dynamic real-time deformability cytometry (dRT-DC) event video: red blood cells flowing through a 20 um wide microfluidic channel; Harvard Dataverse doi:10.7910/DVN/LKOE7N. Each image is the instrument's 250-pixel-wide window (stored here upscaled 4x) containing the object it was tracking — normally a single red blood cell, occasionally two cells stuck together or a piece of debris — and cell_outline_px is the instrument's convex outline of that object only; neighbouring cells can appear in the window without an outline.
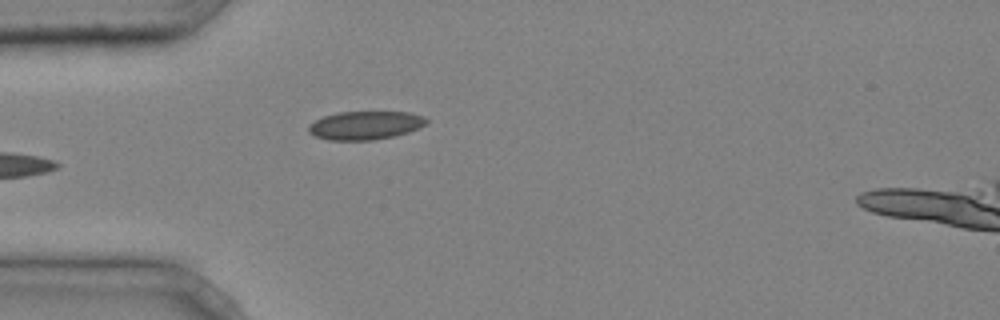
{"species": "common noctule bat (a hibernating species)", "species_latin": "Nyctalus noctula", "temperature_condition": "cold", "stored_images_in_passage": 4, "camera_frame_rate_fps": 3000, "um_per_image_px": 0.085, "animal": {"sex": "male", "body_mass_g": 20.4}, "frame": {"image": 1, "passage_image": 3, "time_ms": 0.667, "image_size_px": [1000, 320], "cell_outline_px": [[428, 124], [420, 128], [396, 136], [372, 140], [328, 140], [312, 136], [308, 132], [308, 124], [324, 116], [340, 112], [412, 112], [424, 116], [428, 120]], "centroid_in_image_um": [31.07, 10.66], "position_along_channel_um": 53.9, "area_um2": 19.83}}